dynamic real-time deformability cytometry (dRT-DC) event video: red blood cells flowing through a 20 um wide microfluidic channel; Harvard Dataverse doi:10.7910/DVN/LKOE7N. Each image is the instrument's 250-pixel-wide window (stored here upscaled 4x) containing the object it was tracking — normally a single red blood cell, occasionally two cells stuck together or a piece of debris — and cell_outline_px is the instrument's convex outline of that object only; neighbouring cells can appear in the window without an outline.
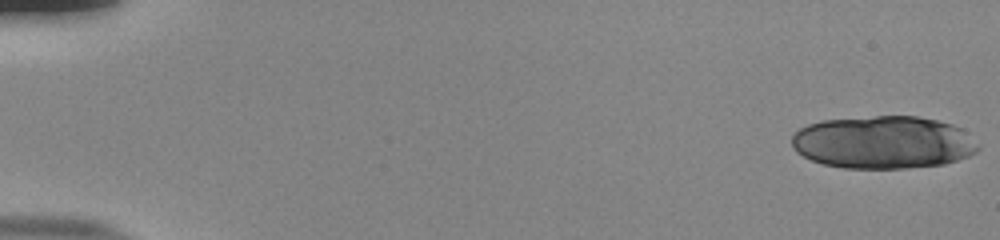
{"species": "human", "species_latin": "Homo sapiens", "temperature_condition": "room temperature", "stored_images_in_passage": 19, "camera_frame_rate_fps": 3000, "um_per_image_px": 0.085, "donor": {"sex": "male"}, "frame": {"image": 1, "passage_image": 1, "time_ms": 0.0, "image_size_px": [1000, 240], "cell_outline_px": [[980, 148], [976, 152], [968, 156], [944, 164], [908, 168], [844, 168], [824, 164], [812, 160], [796, 152], [792, 148], [792, 136], [800, 128], [808, 124], [820, 120], [876, 116], [916, 116], [936, 120], [952, 124], [960, 128], [980, 144]], "centroid_in_image_um": [75.07, 12.1], "position_along_channel_um": 9.9, "area_um2": 57.4}}